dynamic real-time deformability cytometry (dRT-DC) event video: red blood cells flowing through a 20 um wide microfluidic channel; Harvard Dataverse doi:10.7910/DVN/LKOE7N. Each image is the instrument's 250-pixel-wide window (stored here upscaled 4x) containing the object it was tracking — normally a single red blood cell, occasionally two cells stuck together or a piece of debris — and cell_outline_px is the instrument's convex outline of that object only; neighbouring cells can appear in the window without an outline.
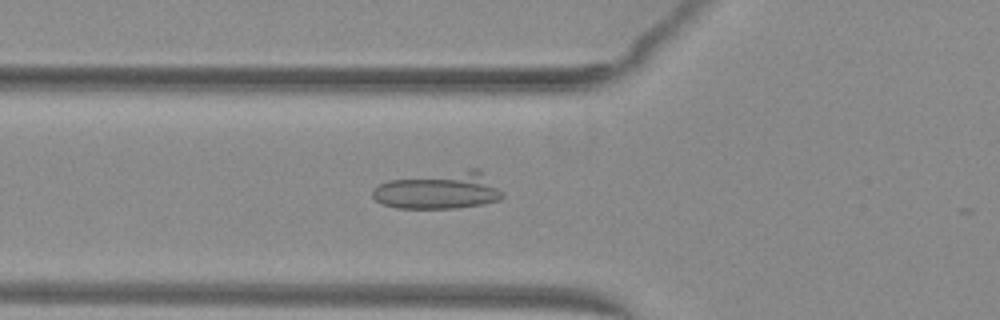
{"species": "common noctule bat (a hibernating species)", "species_latin": "Nyctalus noctula", "temperature_condition": "warm", "stored_images_in_passage": 41, "camera_frame_rate_fps": 3000, "um_per_image_px": 0.085, "animal": {"sex": "female", "body_mass_g": 29.2, "forearm_length_mm": 56.3}, "frame": {"image": 1, "passage_image": 19, "time_ms": 6.0, "image_size_px": [1000, 320], "cell_outline_px": [[504, 196], [500, 200], [484, 204], [456, 208], [396, 208], [384, 204], [376, 200], [372, 196], [372, 188], [388, 180], [468, 168], [480, 168], [504, 192]], "centroid_in_image_um": [37.36, 16.17], "position_along_channel_um": 88.4, "area_um2": 28.55}}
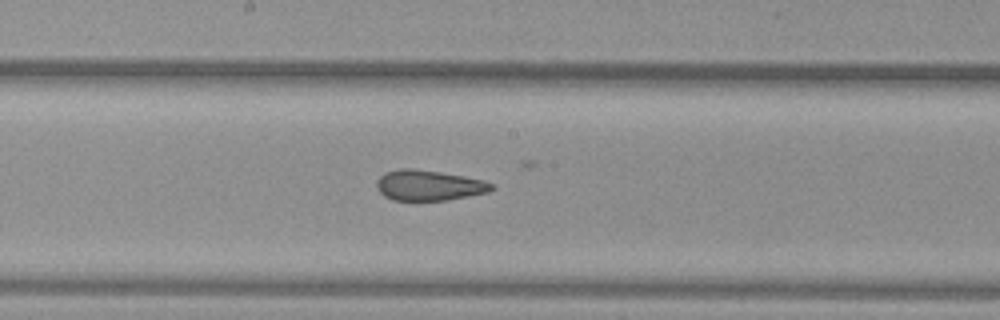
{"frame": {"image": 2, "passage_image": 28, "time_ms": 9.0, "image_size_px": [1000, 320], "cell_outline_px": [[496, 188], [488, 192], [448, 200], [392, 200], [384, 196], [376, 188], [376, 180], [384, 172], [400, 168], [412, 168], [440, 172], [464, 176], [484, 180], [496, 184]], "centroid_in_image_um": [36.46, 15.75], "position_along_channel_um": 211.7, "area_um2": 20.63}}
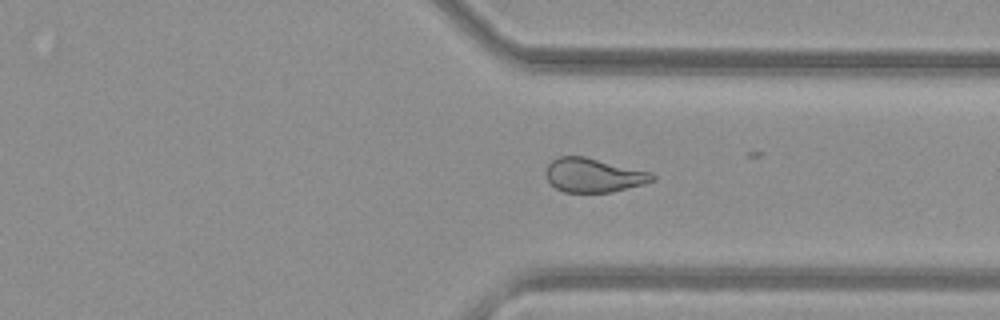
{"frame": {"image": 3, "passage_image": 39, "time_ms": 12.667, "image_size_px": [1000, 320], "cell_outline_px": [[656, 180], [644, 184], [608, 192], [564, 192], [556, 188], [548, 180], [544, 172], [548, 164], [552, 160], [560, 156], [584, 156], [652, 172], [656, 176]], "centroid_in_image_um": [50.45, 14.88], "position_along_channel_um": 360.9, "area_um2": 21.1}, "authors_computed_cell_mechanics": {"area_um2": 23.5824, "velocity_mm_per_s": 4.0694, "shape_relaxation_time_tau1_ms": null, "shape_relaxation_time_tau2_ms": 2.139, "deformation_change_tau1": null, "deformation_change_tau2": 0.0723}}